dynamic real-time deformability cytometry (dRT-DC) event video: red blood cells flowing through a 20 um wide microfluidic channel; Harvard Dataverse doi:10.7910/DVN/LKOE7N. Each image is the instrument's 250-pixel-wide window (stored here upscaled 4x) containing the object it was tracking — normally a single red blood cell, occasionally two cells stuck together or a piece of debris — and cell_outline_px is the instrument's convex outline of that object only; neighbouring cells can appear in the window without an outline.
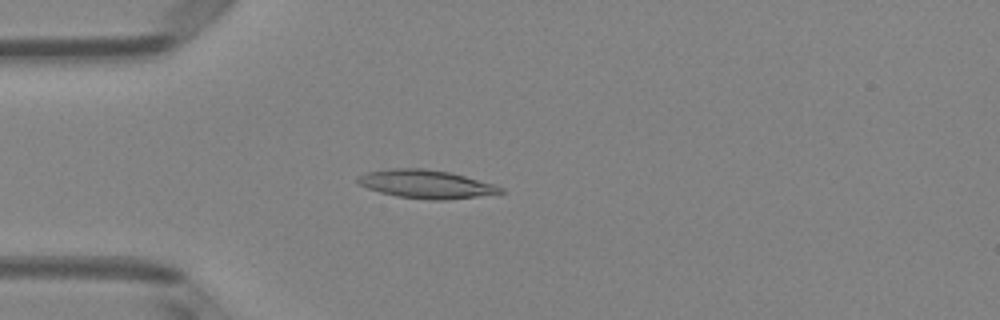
{"species": "Egyptian fruit bat (a non-hibernating species)", "species_latin": "Rousettus aegyptiacus", "temperature_condition": "room temperature", "stored_images_in_passage": 49, "camera_frame_rate_fps": 3000, "um_per_image_px": 0.085, "animal": {"sex": "female"}, "frame": {"image": 1, "passage_image": 13, "time_ms": 4.0, "image_size_px": [1000, 320], "cell_outline_px": [[504, 192], [476, 196], [444, 200], [428, 200], [396, 196], [380, 192], [368, 188], [360, 184], [356, 180], [364, 172], [388, 168], [424, 168], [448, 172], [496, 184], [504, 188]], "centroid_in_image_um": [36.2, 15.64], "position_along_channel_um": 48.8, "area_um2": 23.52}}
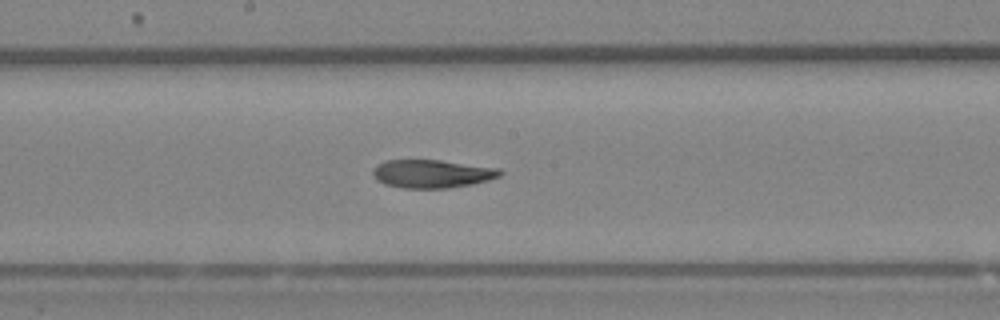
{"frame": {"image": 2, "passage_image": 26, "time_ms": 8.333, "image_size_px": [1000, 320], "cell_outline_px": [[504, 172], [500, 176], [488, 180], [472, 184], [448, 188], [400, 188], [384, 184], [376, 180], [372, 176], [372, 168], [376, 164], [384, 160], [440, 160], [500, 168]], "centroid_in_image_um": [36.68, 14.77], "position_along_channel_um": 211.5, "area_um2": 21.21}}
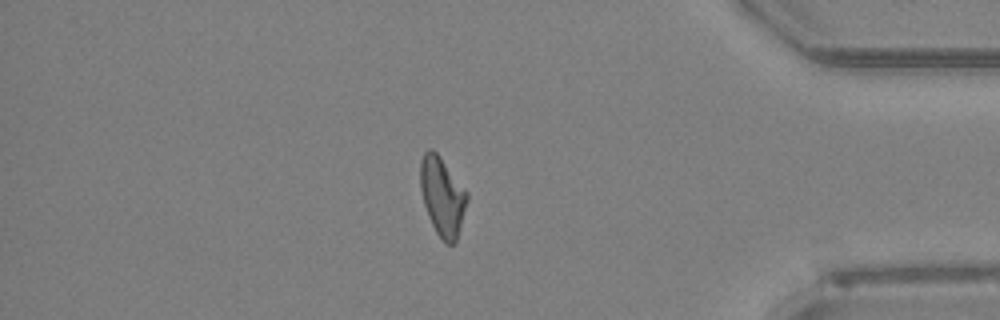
{"frame": {"image": 3, "passage_image": 42, "time_ms": 13.667, "image_size_px": [1000, 320], "cell_outline_px": [[468, 200], [456, 240], [452, 244], [444, 244], [436, 232], [428, 216], [424, 204], [420, 188], [420, 160], [424, 152], [428, 148], [432, 148], [440, 156], [468, 192]], "centroid_in_image_um": [37.59, 16.67], "position_along_channel_um": 397.6, "area_um2": 21.5}, "authors_computed_cell_mechanics": {"area_um2": 21.5594, "velocity_mm_per_s": 4.0795, "shape_relaxation_time_tau1_ms": null, "shape_relaxation_time_tau2_ms": 6.3402, "deformation_change_tau1": null, "deformation_change_tau2": 0.15}}